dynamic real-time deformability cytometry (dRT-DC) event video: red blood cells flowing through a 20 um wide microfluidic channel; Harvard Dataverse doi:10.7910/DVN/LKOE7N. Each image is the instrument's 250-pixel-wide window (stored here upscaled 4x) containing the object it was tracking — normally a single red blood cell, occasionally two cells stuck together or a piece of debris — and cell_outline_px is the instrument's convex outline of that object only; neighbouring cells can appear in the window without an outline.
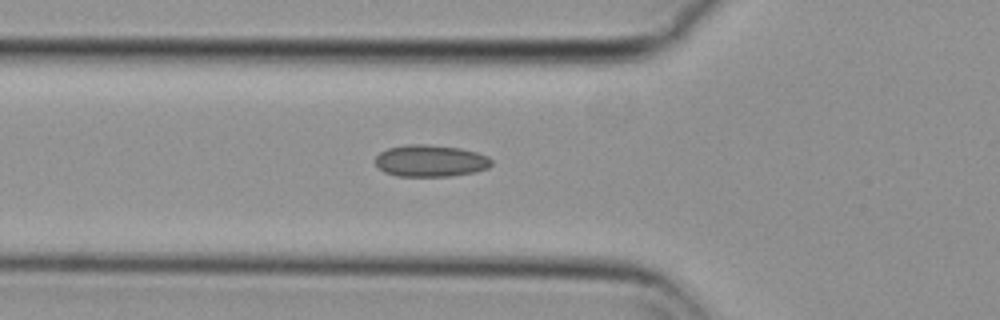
{"species": "common noctule bat (a hibernating species)", "species_latin": "Nyctalus noctula", "temperature_condition": "cold", "stored_images_in_passage": 39, "camera_frame_rate_fps": 3000, "um_per_image_px": 0.085, "animal": {"sex": "female", "body_mass_g": 29.2, "forearm_length_mm": 56.3}, "frame": {"image": 1, "passage_image": 9, "time_ms": 2.667, "image_size_px": [1000, 320], "cell_outline_px": [[492, 164], [488, 168], [476, 172], [452, 176], [396, 176], [384, 172], [376, 164], [376, 156], [380, 152], [388, 148], [404, 144], [424, 144], [460, 148], [476, 152], [488, 156], [492, 160]], "centroid_in_image_um": [36.6, 13.67], "position_along_channel_um": 89.2, "area_um2": 21.68}}
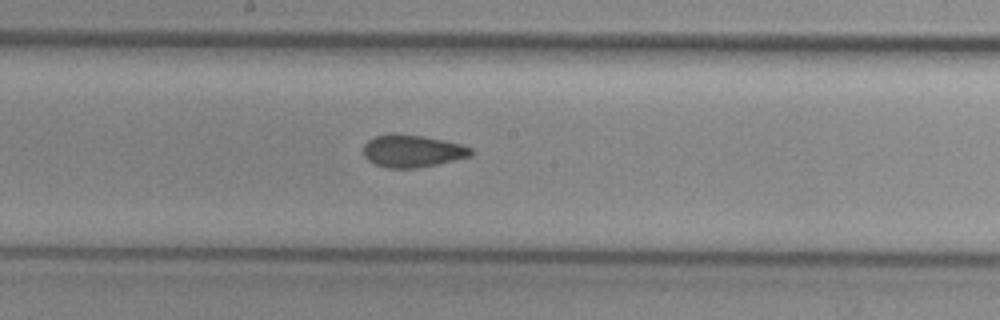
{"frame": {"image": 2, "passage_image": 19, "time_ms": 6.0, "image_size_px": [1000, 320], "cell_outline_px": [[472, 156], [436, 164], [416, 168], [388, 168], [376, 164], [368, 160], [364, 156], [364, 144], [368, 140], [376, 136], [392, 132], [396, 132], [424, 136], [444, 140], [460, 144], [472, 148]], "centroid_in_image_um": [35.03, 12.82], "position_along_channel_um": 213.2, "area_um2": 20.4}}
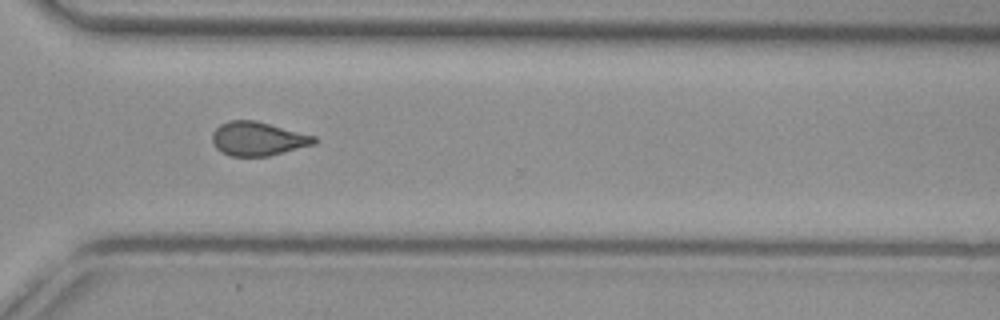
{"frame": {"image": 3, "passage_image": 30, "time_ms": 9.667, "image_size_px": [1000, 320], "cell_outline_px": [[316, 144], [268, 156], [232, 156], [220, 152], [212, 144], [212, 132], [220, 124], [228, 120], [256, 120], [316, 136]], "centroid_in_image_um": [21.9, 11.79], "position_along_channel_um": 348.7, "area_um2": 20.29}}